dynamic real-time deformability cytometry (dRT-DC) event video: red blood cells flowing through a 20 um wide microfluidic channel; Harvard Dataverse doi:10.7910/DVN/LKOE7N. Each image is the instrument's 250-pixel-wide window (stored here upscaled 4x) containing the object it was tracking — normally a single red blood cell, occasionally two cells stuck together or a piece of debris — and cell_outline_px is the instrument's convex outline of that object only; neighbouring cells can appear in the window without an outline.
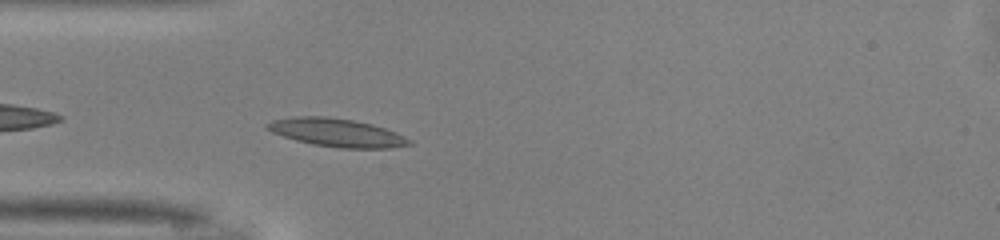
{"species": "common noctule bat (a hibernating species)", "species_latin": "Nyctalus noctula", "temperature_condition": "warm", "stored_images_in_passage": 30, "camera_frame_rate_fps": 3000, "um_per_image_px": 0.085, "animal": {"sex": "male", "body_mass_g": 13.0, "forearm_length_mm": 53.1}, "frame": {"image": 1, "passage_image": 3, "time_ms": 0.667, "image_size_px": [1000, 240], "cell_outline_px": [[412, 144], [388, 148], [340, 148], [312, 144], [296, 140], [272, 132], [264, 128], [264, 124], [272, 120], [292, 116], [324, 116], [352, 120], [372, 124], [396, 132], [412, 140]], "centroid_in_image_um": [28.59, 11.26], "position_along_channel_um": 56.4, "area_um2": 23.35}}
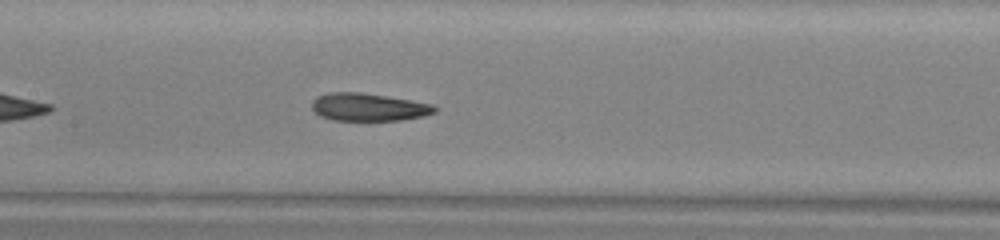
{"frame": {"image": 2, "passage_image": 12, "time_ms": 3.667, "image_size_px": [1000, 240], "cell_outline_px": [[440, 108], [436, 112], [424, 116], [400, 120], [332, 120], [320, 116], [312, 108], [312, 100], [316, 96], [328, 92], [360, 92], [432, 104]], "centroid_in_image_um": [31.31, 9.1], "position_along_channel_um": 176.1, "area_um2": 19.83}}
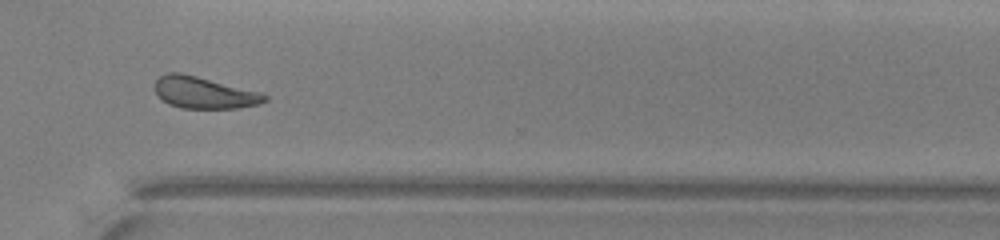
{"frame": {"image": 3, "passage_image": 25, "time_ms": 8.0, "image_size_px": [1000, 240], "cell_outline_px": [[268, 100], [256, 104], [240, 108], [180, 108], [168, 104], [156, 96], [156, 80], [160, 76], [168, 72], [180, 72], [260, 92], [268, 96]], "centroid_in_image_um": [17.31, 7.88], "position_along_channel_um": 353.3, "area_um2": 20.17}, "authors_computed_cell_mechanics": {"area_um2": 20.4612, "velocity_mm_per_s": 4.0873, "shape_relaxation_time_tau1_ms": 5.4636, "shape_relaxation_time_tau2_ms": 1.856, "deformation_change_tau1": 0.168, "deformation_change_tau2": 0.088}}